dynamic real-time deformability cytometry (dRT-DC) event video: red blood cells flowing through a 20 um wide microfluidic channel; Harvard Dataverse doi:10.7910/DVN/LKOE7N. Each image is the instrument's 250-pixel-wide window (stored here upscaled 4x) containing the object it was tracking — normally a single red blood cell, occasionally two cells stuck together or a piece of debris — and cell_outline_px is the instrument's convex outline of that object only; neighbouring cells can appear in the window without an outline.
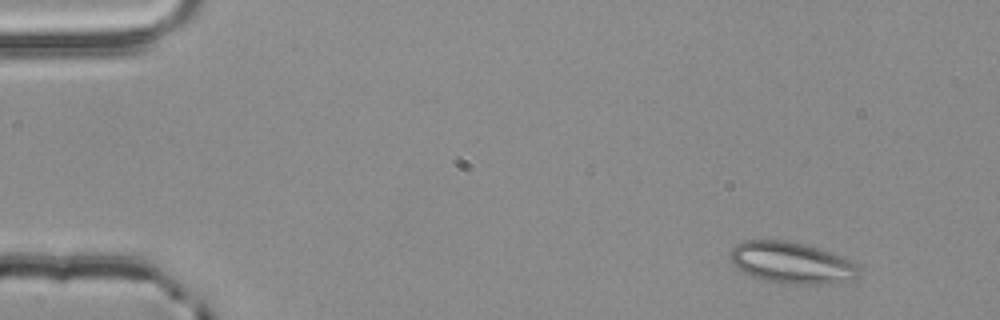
{"species": "common noctule bat (a hibernating species)", "species_latin": "Nyctalus noctula", "temperature_condition": "room temperature", "stored_images_in_passage": 50, "segment_of_instrument_passage": [1, 2], "camera_frame_rate_fps": 3000, "um_per_image_px": 0.085, "animal": {"sex": "male", "body_mass_g": 20.4}, "frame": {"image": 1, "passage_image": 1, "time_ms": 0.0, "image_size_px": [1000, 320], "cell_outline_px": [[860, 276], [856, 280], [832, 284], [784, 284], [752, 276], [736, 268], [732, 264], [732, 248], [736, 244], [744, 240], [784, 240], [804, 244], [832, 252], [852, 260], [860, 268]], "centroid_in_image_um": [67.37, 22.35], "position_along_channel_um": 17.6, "area_um2": 31.44}}